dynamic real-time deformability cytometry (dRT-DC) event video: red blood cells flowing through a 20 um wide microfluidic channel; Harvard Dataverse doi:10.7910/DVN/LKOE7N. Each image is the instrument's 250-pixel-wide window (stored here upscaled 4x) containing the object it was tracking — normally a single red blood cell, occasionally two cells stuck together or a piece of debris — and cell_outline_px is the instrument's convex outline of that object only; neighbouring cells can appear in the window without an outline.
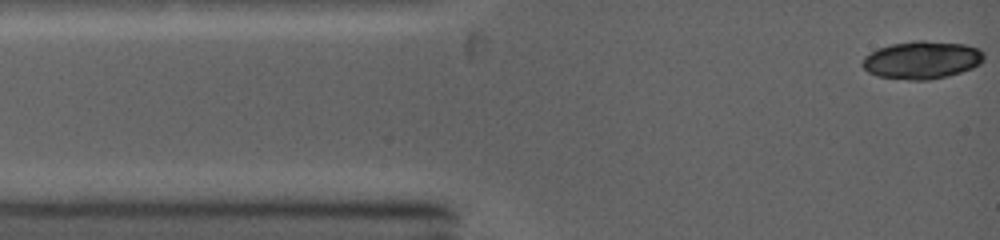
{"species": "common noctule bat (a hibernating species)", "species_latin": "Nyctalus noctula", "temperature_condition": "warm", "stored_images_in_passage": 12, "camera_frame_rate_fps": 5000, "um_per_image_px": 0.085, "animal": {"sex": "female", "body_mass_g": 19.0, "forearm_length_mm": 53.3}, "frame": {"image": 1, "passage_image": 1, "time_ms": 0.0, "image_size_px": [1000, 240], "cell_outline_px": [[984, 60], [980, 64], [972, 68], [948, 76], [928, 80], [908, 80], [876, 76], [868, 72], [860, 64], [864, 56], [880, 48], [892, 44], [912, 40], [924, 40], [964, 44], [980, 48], [984, 52]], "centroid_in_image_um": [78.37, 5.1], "position_along_channel_um": 6.6, "area_um2": 26.99}}